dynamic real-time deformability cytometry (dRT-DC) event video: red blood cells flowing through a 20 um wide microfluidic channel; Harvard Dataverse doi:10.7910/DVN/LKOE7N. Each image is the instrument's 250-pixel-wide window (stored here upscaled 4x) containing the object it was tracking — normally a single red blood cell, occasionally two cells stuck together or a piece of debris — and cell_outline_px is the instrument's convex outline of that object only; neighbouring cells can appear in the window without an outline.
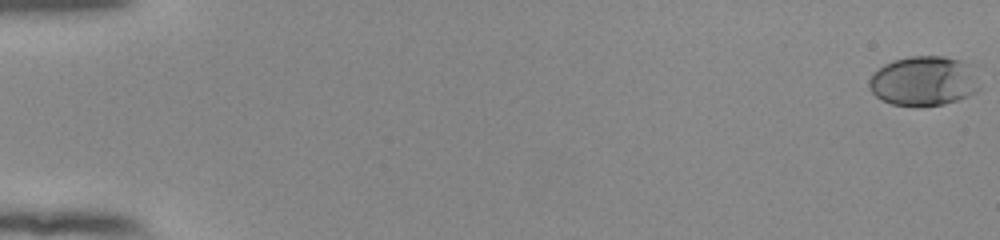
{"species": "human", "species_latin": "Homo sapiens", "temperature_condition": "room temperature", "stored_images_in_passage": 55, "camera_frame_rate_fps": 3000, "um_per_image_px": 0.085, "donor": {"sex": "female"}, "frame": {"image": 1, "passage_image": 1, "time_ms": 0.0, "image_size_px": [1000, 240], "cell_outline_px": [[980, 88], [976, 92], [968, 96], [944, 104], [892, 104], [880, 100], [872, 92], [868, 84], [868, 80], [884, 64], [908, 56], [944, 56], [960, 60], [972, 64]], "centroid_in_image_um": [78.55, 6.86], "position_along_channel_um": 6.5, "area_um2": 31.62}}
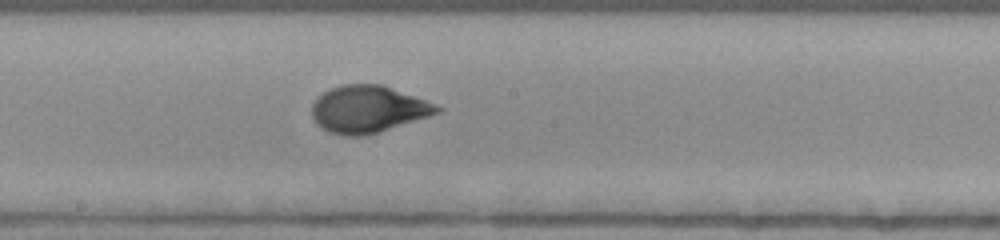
{"frame": {"image": 2, "passage_image": 32, "time_ms": 10.333, "image_size_px": [1000, 240], "cell_outline_px": [[444, 108], [440, 112], [428, 116], [376, 132], [360, 136], [348, 136], [328, 132], [320, 128], [316, 124], [312, 116], [312, 104], [328, 88], [340, 84], [380, 84], [436, 104]], "centroid_in_image_um": [31.24, 9.27], "position_along_channel_um": 217.0, "area_um2": 33.93}}
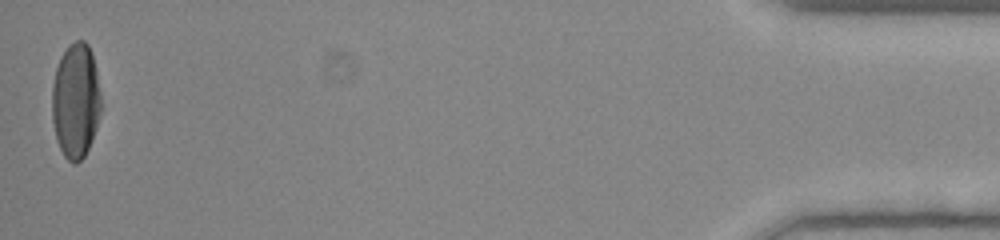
{"frame": {"image": 3, "passage_image": 55, "time_ms": 18.0, "image_size_px": [1000, 240], "cell_outline_px": [[100, 112], [96, 128], [88, 148], [84, 156], [76, 164], [72, 164], [64, 156], [60, 148], [56, 136], [52, 120], [52, 84], [56, 68], [60, 56], [68, 44], [76, 40], [84, 40], [88, 44], [92, 52], [100, 92]], "centroid_in_image_um": [6.42, 8.54], "position_along_channel_um": 428.8, "area_um2": 32.89}, "authors_computed_cell_mechanics": {"area_um2": 32.657, "velocity_mm_per_s": 3.8653, "shape_relaxation_time_tau1_ms": 4.8627, "shape_relaxation_time_tau2_ms": null, "deformation_change_tau1": 0.1806, "deformation_change_tau2": null}}